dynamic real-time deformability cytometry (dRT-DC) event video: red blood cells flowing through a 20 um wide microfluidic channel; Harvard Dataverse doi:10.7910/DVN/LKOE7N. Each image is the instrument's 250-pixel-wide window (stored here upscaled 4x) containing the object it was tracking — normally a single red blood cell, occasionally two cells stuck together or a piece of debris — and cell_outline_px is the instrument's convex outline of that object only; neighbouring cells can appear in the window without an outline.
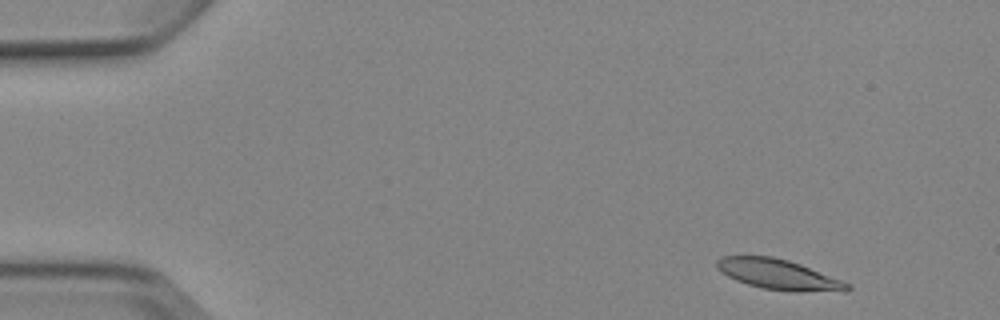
{"species": "Egyptian fruit bat (a non-hibernating species)", "species_latin": "Rousettus aegyptiacus", "temperature_condition": "cold", "stored_images_in_passage": 4, "camera_frame_rate_fps": 3000, "um_per_image_px": 0.085, "animal": {"sex": "female"}, "frame": {"image": 1, "passage_image": 1, "time_ms": 0.0, "image_size_px": [1000, 320], "cell_outline_px": [[852, 288], [848, 292], [796, 292], [764, 288], [748, 284], [736, 280], [728, 276], [716, 268], [716, 260], [720, 256], [772, 256], [788, 260], [800, 264], [852, 284]], "centroid_in_image_um": [66.24, 23.34], "position_along_channel_um": 18.8, "area_um2": 23.18}}
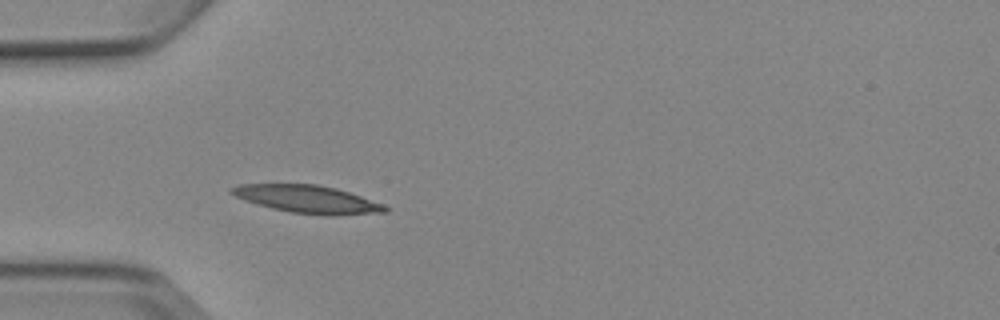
{"frame": {"image": 2, "passage_image": 4, "time_ms": 3.667, "image_size_px": [1000, 320], "cell_outline_px": [[388, 212], [332, 216], [324, 216], [292, 212], [272, 208], [244, 200], [228, 192], [228, 188], [240, 184], [316, 184], [336, 188], [384, 204], [388, 208]], "centroid_in_image_um": [26.14, 16.93], "position_along_channel_um": 58.9, "area_um2": 24.85}}